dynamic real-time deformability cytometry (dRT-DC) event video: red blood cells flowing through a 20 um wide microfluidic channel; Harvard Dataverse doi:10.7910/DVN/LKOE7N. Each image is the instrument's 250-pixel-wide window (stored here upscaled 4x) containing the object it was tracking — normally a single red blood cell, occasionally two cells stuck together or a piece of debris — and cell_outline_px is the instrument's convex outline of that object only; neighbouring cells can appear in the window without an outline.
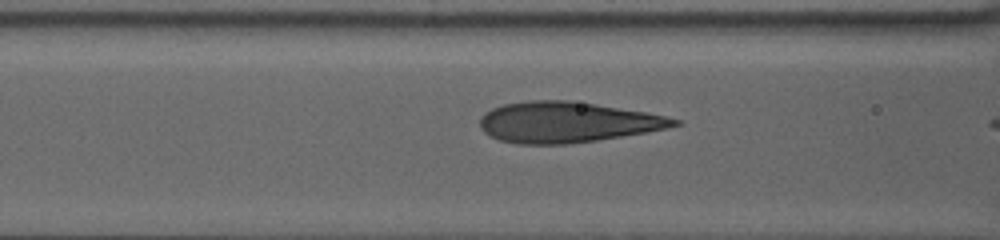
{"species": "human", "species_latin": "Homo sapiens", "temperature_condition": "warm", "stored_images_in_passage": 9, "camera_frame_rate_fps": 3000, "um_per_image_px": 0.085, "donor": {"sex": "female"}, "frame": {"image": 1, "passage_image": 6, "time_ms": 1.667, "image_size_px": [1000, 240], "cell_outline_px": [[684, 124], [668, 128], [596, 140], [568, 144], [516, 144], [500, 140], [484, 132], [480, 124], [480, 120], [492, 108], [504, 104], [528, 100], [572, 100], [644, 112], [664, 116], [680, 120]], "centroid_in_image_um": [48.21, 10.38], "position_along_channel_um": 118.4, "area_um2": 45.6}}